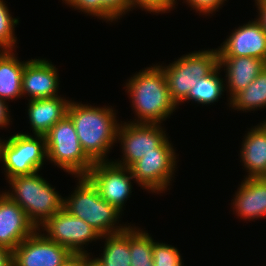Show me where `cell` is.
I'll list each match as a JSON object with an SVG mask.
<instances>
[{
  "mask_svg": "<svg viewBox=\"0 0 266 266\" xmlns=\"http://www.w3.org/2000/svg\"><path fill=\"white\" fill-rule=\"evenodd\" d=\"M255 5L258 10V17L256 18L266 32V0H255Z\"/></svg>",
  "mask_w": 266,
  "mask_h": 266,
  "instance_id": "obj_34",
  "label": "cell"
},
{
  "mask_svg": "<svg viewBox=\"0 0 266 266\" xmlns=\"http://www.w3.org/2000/svg\"><path fill=\"white\" fill-rule=\"evenodd\" d=\"M40 227L37 229L43 231L42 234L47 239L68 248L72 253H88L84 247L101 239L98 232L86 221L71 215L64 208L48 218Z\"/></svg>",
  "mask_w": 266,
  "mask_h": 266,
  "instance_id": "obj_10",
  "label": "cell"
},
{
  "mask_svg": "<svg viewBox=\"0 0 266 266\" xmlns=\"http://www.w3.org/2000/svg\"><path fill=\"white\" fill-rule=\"evenodd\" d=\"M217 49L219 57L248 56L266 62V32L255 18L235 28Z\"/></svg>",
  "mask_w": 266,
  "mask_h": 266,
  "instance_id": "obj_13",
  "label": "cell"
},
{
  "mask_svg": "<svg viewBox=\"0 0 266 266\" xmlns=\"http://www.w3.org/2000/svg\"><path fill=\"white\" fill-rule=\"evenodd\" d=\"M218 65L219 51L214 48L190 52L168 66H158L164 72L171 99L179 106L193 85L200 78L208 76Z\"/></svg>",
  "mask_w": 266,
  "mask_h": 266,
  "instance_id": "obj_6",
  "label": "cell"
},
{
  "mask_svg": "<svg viewBox=\"0 0 266 266\" xmlns=\"http://www.w3.org/2000/svg\"><path fill=\"white\" fill-rule=\"evenodd\" d=\"M152 255L154 266H184L179 250L170 244L154 241Z\"/></svg>",
  "mask_w": 266,
  "mask_h": 266,
  "instance_id": "obj_26",
  "label": "cell"
},
{
  "mask_svg": "<svg viewBox=\"0 0 266 266\" xmlns=\"http://www.w3.org/2000/svg\"><path fill=\"white\" fill-rule=\"evenodd\" d=\"M71 100L57 96L28 100V119L33 135H45L67 115Z\"/></svg>",
  "mask_w": 266,
  "mask_h": 266,
  "instance_id": "obj_18",
  "label": "cell"
},
{
  "mask_svg": "<svg viewBox=\"0 0 266 266\" xmlns=\"http://www.w3.org/2000/svg\"><path fill=\"white\" fill-rule=\"evenodd\" d=\"M72 252L47 239L38 229L13 250L14 266H60Z\"/></svg>",
  "mask_w": 266,
  "mask_h": 266,
  "instance_id": "obj_12",
  "label": "cell"
},
{
  "mask_svg": "<svg viewBox=\"0 0 266 266\" xmlns=\"http://www.w3.org/2000/svg\"><path fill=\"white\" fill-rule=\"evenodd\" d=\"M47 160L44 135L18 132L6 140L0 137V162L6 180L40 171Z\"/></svg>",
  "mask_w": 266,
  "mask_h": 266,
  "instance_id": "obj_7",
  "label": "cell"
},
{
  "mask_svg": "<svg viewBox=\"0 0 266 266\" xmlns=\"http://www.w3.org/2000/svg\"><path fill=\"white\" fill-rule=\"evenodd\" d=\"M175 151L167 138L154 152L144 155L130 167L134 182L149 193L159 194L166 191L172 185L170 183L174 180L177 168Z\"/></svg>",
  "mask_w": 266,
  "mask_h": 266,
  "instance_id": "obj_8",
  "label": "cell"
},
{
  "mask_svg": "<svg viewBox=\"0 0 266 266\" xmlns=\"http://www.w3.org/2000/svg\"><path fill=\"white\" fill-rule=\"evenodd\" d=\"M37 228L26 212L5 193H0V245L14 250Z\"/></svg>",
  "mask_w": 266,
  "mask_h": 266,
  "instance_id": "obj_15",
  "label": "cell"
},
{
  "mask_svg": "<svg viewBox=\"0 0 266 266\" xmlns=\"http://www.w3.org/2000/svg\"><path fill=\"white\" fill-rule=\"evenodd\" d=\"M8 102L3 99H0V128H7L10 125L11 116L8 108Z\"/></svg>",
  "mask_w": 266,
  "mask_h": 266,
  "instance_id": "obj_31",
  "label": "cell"
},
{
  "mask_svg": "<svg viewBox=\"0 0 266 266\" xmlns=\"http://www.w3.org/2000/svg\"><path fill=\"white\" fill-rule=\"evenodd\" d=\"M262 124L266 127V119L262 122Z\"/></svg>",
  "mask_w": 266,
  "mask_h": 266,
  "instance_id": "obj_38",
  "label": "cell"
},
{
  "mask_svg": "<svg viewBox=\"0 0 266 266\" xmlns=\"http://www.w3.org/2000/svg\"><path fill=\"white\" fill-rule=\"evenodd\" d=\"M125 83L132 110L137 116V120L128 122L161 124L178 108L171 99L164 72L158 64L135 72Z\"/></svg>",
  "mask_w": 266,
  "mask_h": 266,
  "instance_id": "obj_2",
  "label": "cell"
},
{
  "mask_svg": "<svg viewBox=\"0 0 266 266\" xmlns=\"http://www.w3.org/2000/svg\"><path fill=\"white\" fill-rule=\"evenodd\" d=\"M47 160L78 176H86L94 162L85 154L68 115L57 122L45 135Z\"/></svg>",
  "mask_w": 266,
  "mask_h": 266,
  "instance_id": "obj_5",
  "label": "cell"
},
{
  "mask_svg": "<svg viewBox=\"0 0 266 266\" xmlns=\"http://www.w3.org/2000/svg\"><path fill=\"white\" fill-rule=\"evenodd\" d=\"M246 134L240 150V162L248 174L244 177L266 178V127L260 122Z\"/></svg>",
  "mask_w": 266,
  "mask_h": 266,
  "instance_id": "obj_19",
  "label": "cell"
},
{
  "mask_svg": "<svg viewBox=\"0 0 266 266\" xmlns=\"http://www.w3.org/2000/svg\"><path fill=\"white\" fill-rule=\"evenodd\" d=\"M105 240L103 253L96 257L103 266H131L129 227L122 232L101 236Z\"/></svg>",
  "mask_w": 266,
  "mask_h": 266,
  "instance_id": "obj_23",
  "label": "cell"
},
{
  "mask_svg": "<svg viewBox=\"0 0 266 266\" xmlns=\"http://www.w3.org/2000/svg\"><path fill=\"white\" fill-rule=\"evenodd\" d=\"M266 62L259 58L248 56L219 57V67L225 74L224 82L226 92L228 90V104L240 91L245 89L265 68ZM226 70V71H225Z\"/></svg>",
  "mask_w": 266,
  "mask_h": 266,
  "instance_id": "obj_17",
  "label": "cell"
},
{
  "mask_svg": "<svg viewBox=\"0 0 266 266\" xmlns=\"http://www.w3.org/2000/svg\"><path fill=\"white\" fill-rule=\"evenodd\" d=\"M5 51V49H3L1 46H0V56L1 54Z\"/></svg>",
  "mask_w": 266,
  "mask_h": 266,
  "instance_id": "obj_37",
  "label": "cell"
},
{
  "mask_svg": "<svg viewBox=\"0 0 266 266\" xmlns=\"http://www.w3.org/2000/svg\"><path fill=\"white\" fill-rule=\"evenodd\" d=\"M234 196L232 209L240 219L266 218V178H244Z\"/></svg>",
  "mask_w": 266,
  "mask_h": 266,
  "instance_id": "obj_16",
  "label": "cell"
},
{
  "mask_svg": "<svg viewBox=\"0 0 266 266\" xmlns=\"http://www.w3.org/2000/svg\"><path fill=\"white\" fill-rule=\"evenodd\" d=\"M10 13L5 1L0 0V46L5 50H14L17 46L14 30L19 18H13Z\"/></svg>",
  "mask_w": 266,
  "mask_h": 266,
  "instance_id": "obj_25",
  "label": "cell"
},
{
  "mask_svg": "<svg viewBox=\"0 0 266 266\" xmlns=\"http://www.w3.org/2000/svg\"><path fill=\"white\" fill-rule=\"evenodd\" d=\"M0 266L13 265V250L0 245Z\"/></svg>",
  "mask_w": 266,
  "mask_h": 266,
  "instance_id": "obj_33",
  "label": "cell"
},
{
  "mask_svg": "<svg viewBox=\"0 0 266 266\" xmlns=\"http://www.w3.org/2000/svg\"><path fill=\"white\" fill-rule=\"evenodd\" d=\"M14 50H5L0 56V99L22 98V74L28 61H20Z\"/></svg>",
  "mask_w": 266,
  "mask_h": 266,
  "instance_id": "obj_20",
  "label": "cell"
},
{
  "mask_svg": "<svg viewBox=\"0 0 266 266\" xmlns=\"http://www.w3.org/2000/svg\"><path fill=\"white\" fill-rule=\"evenodd\" d=\"M219 65L206 77L200 78L190 89L188 96L181 102L194 101L197 104L211 105L218 102L226 91L224 79L221 78ZM185 101V102H184Z\"/></svg>",
  "mask_w": 266,
  "mask_h": 266,
  "instance_id": "obj_22",
  "label": "cell"
},
{
  "mask_svg": "<svg viewBox=\"0 0 266 266\" xmlns=\"http://www.w3.org/2000/svg\"><path fill=\"white\" fill-rule=\"evenodd\" d=\"M200 15H210L218 11L227 0H183ZM218 9V10H217Z\"/></svg>",
  "mask_w": 266,
  "mask_h": 266,
  "instance_id": "obj_30",
  "label": "cell"
},
{
  "mask_svg": "<svg viewBox=\"0 0 266 266\" xmlns=\"http://www.w3.org/2000/svg\"><path fill=\"white\" fill-rule=\"evenodd\" d=\"M123 122L119 125L116 140L121 144L123 157L114 161L121 166L130 168L168 138L160 123Z\"/></svg>",
  "mask_w": 266,
  "mask_h": 266,
  "instance_id": "obj_9",
  "label": "cell"
},
{
  "mask_svg": "<svg viewBox=\"0 0 266 266\" xmlns=\"http://www.w3.org/2000/svg\"><path fill=\"white\" fill-rule=\"evenodd\" d=\"M60 266H85V253H72Z\"/></svg>",
  "mask_w": 266,
  "mask_h": 266,
  "instance_id": "obj_32",
  "label": "cell"
},
{
  "mask_svg": "<svg viewBox=\"0 0 266 266\" xmlns=\"http://www.w3.org/2000/svg\"><path fill=\"white\" fill-rule=\"evenodd\" d=\"M38 173L8 179L12 190L3 192L26 212L36 228L60 211L64 203V197Z\"/></svg>",
  "mask_w": 266,
  "mask_h": 266,
  "instance_id": "obj_4",
  "label": "cell"
},
{
  "mask_svg": "<svg viewBox=\"0 0 266 266\" xmlns=\"http://www.w3.org/2000/svg\"><path fill=\"white\" fill-rule=\"evenodd\" d=\"M147 231L138 227L129 226V247L131 264L153 263V242Z\"/></svg>",
  "mask_w": 266,
  "mask_h": 266,
  "instance_id": "obj_24",
  "label": "cell"
},
{
  "mask_svg": "<svg viewBox=\"0 0 266 266\" xmlns=\"http://www.w3.org/2000/svg\"><path fill=\"white\" fill-rule=\"evenodd\" d=\"M56 66L45 59H28L22 74V95L29 100L58 96L59 74Z\"/></svg>",
  "mask_w": 266,
  "mask_h": 266,
  "instance_id": "obj_14",
  "label": "cell"
},
{
  "mask_svg": "<svg viewBox=\"0 0 266 266\" xmlns=\"http://www.w3.org/2000/svg\"><path fill=\"white\" fill-rule=\"evenodd\" d=\"M67 6H70L79 12H84L89 16H95L102 19V0H62Z\"/></svg>",
  "mask_w": 266,
  "mask_h": 266,
  "instance_id": "obj_29",
  "label": "cell"
},
{
  "mask_svg": "<svg viewBox=\"0 0 266 266\" xmlns=\"http://www.w3.org/2000/svg\"><path fill=\"white\" fill-rule=\"evenodd\" d=\"M177 0H130L131 5L149 13H168L174 9Z\"/></svg>",
  "mask_w": 266,
  "mask_h": 266,
  "instance_id": "obj_28",
  "label": "cell"
},
{
  "mask_svg": "<svg viewBox=\"0 0 266 266\" xmlns=\"http://www.w3.org/2000/svg\"><path fill=\"white\" fill-rule=\"evenodd\" d=\"M131 266H154V263L131 264Z\"/></svg>",
  "mask_w": 266,
  "mask_h": 266,
  "instance_id": "obj_36",
  "label": "cell"
},
{
  "mask_svg": "<svg viewBox=\"0 0 266 266\" xmlns=\"http://www.w3.org/2000/svg\"><path fill=\"white\" fill-rule=\"evenodd\" d=\"M89 254L91 253H85V266H103L96 257L91 258Z\"/></svg>",
  "mask_w": 266,
  "mask_h": 266,
  "instance_id": "obj_35",
  "label": "cell"
},
{
  "mask_svg": "<svg viewBox=\"0 0 266 266\" xmlns=\"http://www.w3.org/2000/svg\"><path fill=\"white\" fill-rule=\"evenodd\" d=\"M116 111L108 106L98 107L70 102L67 115L72 120L85 154L93 161H108L107 154L117 143L119 120Z\"/></svg>",
  "mask_w": 266,
  "mask_h": 266,
  "instance_id": "obj_1",
  "label": "cell"
},
{
  "mask_svg": "<svg viewBox=\"0 0 266 266\" xmlns=\"http://www.w3.org/2000/svg\"><path fill=\"white\" fill-rule=\"evenodd\" d=\"M135 9L130 0H102V20L113 22L120 20L127 12Z\"/></svg>",
  "mask_w": 266,
  "mask_h": 266,
  "instance_id": "obj_27",
  "label": "cell"
},
{
  "mask_svg": "<svg viewBox=\"0 0 266 266\" xmlns=\"http://www.w3.org/2000/svg\"><path fill=\"white\" fill-rule=\"evenodd\" d=\"M230 107L243 112L266 108V66L245 89L230 100Z\"/></svg>",
  "mask_w": 266,
  "mask_h": 266,
  "instance_id": "obj_21",
  "label": "cell"
},
{
  "mask_svg": "<svg viewBox=\"0 0 266 266\" xmlns=\"http://www.w3.org/2000/svg\"><path fill=\"white\" fill-rule=\"evenodd\" d=\"M86 177L99 192L100 197L108 204L124 211L128 198L132 195L134 177L130 168L108 161L94 162Z\"/></svg>",
  "mask_w": 266,
  "mask_h": 266,
  "instance_id": "obj_11",
  "label": "cell"
},
{
  "mask_svg": "<svg viewBox=\"0 0 266 266\" xmlns=\"http://www.w3.org/2000/svg\"><path fill=\"white\" fill-rule=\"evenodd\" d=\"M77 180L74 192L69 195L70 197L64 198L65 210L86 221L100 236L119 233L130 226L129 223L119 224L122 212L103 200L86 176H78Z\"/></svg>",
  "mask_w": 266,
  "mask_h": 266,
  "instance_id": "obj_3",
  "label": "cell"
}]
</instances>
